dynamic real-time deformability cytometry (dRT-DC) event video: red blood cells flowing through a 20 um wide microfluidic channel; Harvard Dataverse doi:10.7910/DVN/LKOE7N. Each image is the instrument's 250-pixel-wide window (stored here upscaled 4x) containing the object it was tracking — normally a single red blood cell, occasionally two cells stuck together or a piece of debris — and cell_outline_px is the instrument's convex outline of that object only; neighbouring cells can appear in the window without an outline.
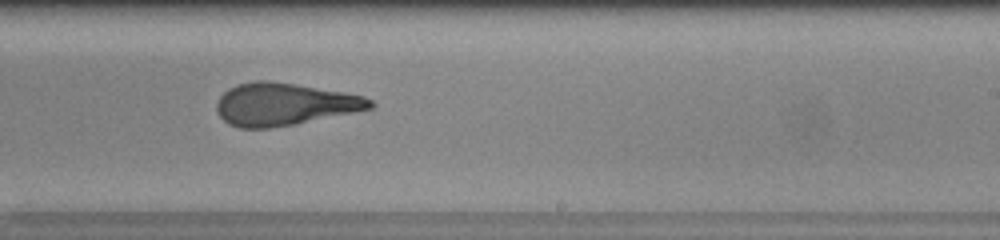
{"species": "human", "species_latin": "Homo sapiens", "temperature_condition": "warm", "stored_images_in_passage": 42, "camera_frame_rate_fps": 3000, "um_per_image_px": 0.085, "donor": {"sex": "female"}, "frame": {"image": 1, "passage_image": 24, "time_ms": 7.667, "image_size_px": [1000, 240], "cell_outline_px": [[376, 104], [372, 108], [292, 124], [268, 128], [240, 128], [228, 124], [216, 112], [216, 104], [220, 96], [228, 88], [236, 84], [256, 80], [268, 80], [344, 92], [364, 96], [372, 100]], "centroid_in_image_um": [24.11, 8.85], "position_along_channel_um": 264.9, "area_um2": 37.63}, "authors_computed_cell_mechanics": {"area_um2": 38.6682, "velocity_mm_per_s": 4.2433, "shape_relaxation_time_tau1_ms": null, "shape_relaxation_time_tau2_ms": 1.5894, "deformation_change_tau1": null, "deformation_change_tau2": 0.11}}